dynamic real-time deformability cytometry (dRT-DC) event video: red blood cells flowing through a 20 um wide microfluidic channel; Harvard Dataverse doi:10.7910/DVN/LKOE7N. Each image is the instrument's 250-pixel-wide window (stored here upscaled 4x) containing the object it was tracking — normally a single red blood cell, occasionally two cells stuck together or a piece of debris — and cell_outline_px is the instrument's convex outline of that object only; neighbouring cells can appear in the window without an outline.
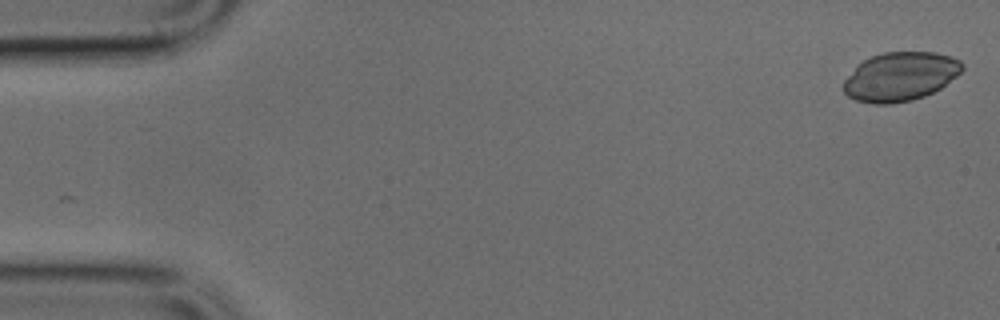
{"species": "common noctule bat (a hibernating species)", "species_latin": "Nyctalus noctula", "temperature_condition": "cold", "stored_images_in_passage": 4, "camera_frame_rate_fps": 3000, "um_per_image_px": 0.085, "animal": {"sex": "male", "body_mass_g": 17.9, "forearm_length_mm": 54.2}, "frame": {"image": 1, "passage_image": 1, "time_ms": 0.0, "image_size_px": [1000, 320], "cell_outline_px": [[964, 68], [956, 76], [940, 88], [924, 96], [912, 100], [892, 104], [872, 104], [856, 100], [848, 96], [844, 92], [844, 80], [856, 64], [872, 56], [884, 52], [936, 52], [952, 56], [960, 60], [964, 64]], "centroid_in_image_um": [76.52, 6.5], "position_along_channel_um": 8.5, "area_um2": 33.93}}